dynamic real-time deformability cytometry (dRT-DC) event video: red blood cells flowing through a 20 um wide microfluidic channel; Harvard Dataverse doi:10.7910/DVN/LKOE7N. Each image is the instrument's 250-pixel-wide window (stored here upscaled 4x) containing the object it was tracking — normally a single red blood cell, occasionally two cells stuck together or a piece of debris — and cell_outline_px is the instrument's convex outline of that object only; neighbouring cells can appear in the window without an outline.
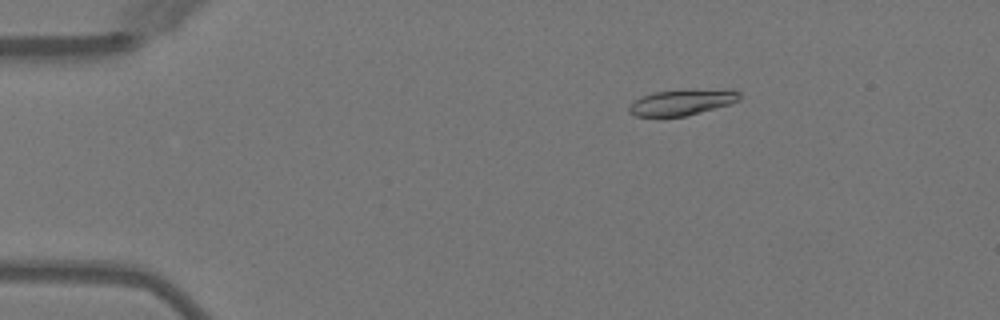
{"species": "Egyptian fruit bat (a non-hibernating species)", "species_latin": "Rousettus aegyptiacus", "temperature_condition": "warm", "stored_images_in_passage": 51, "camera_frame_rate_fps": 3000, "um_per_image_px": 0.085, "animal": {"sex": "female"}, "frame": {"image": 1, "passage_image": 9, "time_ms": 2.667, "image_size_px": [1000, 320], "cell_outline_px": [[740, 100], [732, 104], [684, 116], [636, 116], [628, 112], [628, 108], [640, 96], [656, 92], [688, 88], [732, 88], [740, 92]], "centroid_in_image_um": [58.07, 8.65], "position_along_channel_um": 26.9, "area_um2": 17.17}}
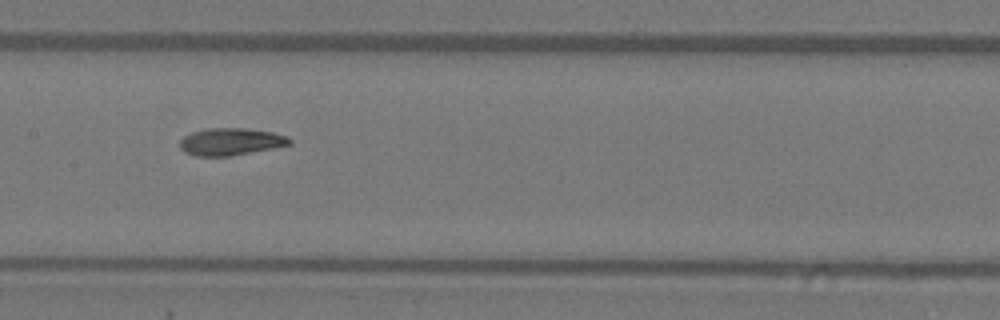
{"frame": {"image": 2, "passage_image": 26, "time_ms": 8.333, "image_size_px": [1000, 320], "cell_outline_px": [[292, 144], [272, 148], [228, 156], [196, 156], [184, 152], [180, 148], [180, 140], [184, 136], [192, 132], [208, 128], [244, 128], [272, 132], [288, 136], [292, 140]], "centroid_in_image_um": [19.6, 12.04], "position_along_channel_um": 187.8, "area_um2": 17.34}}
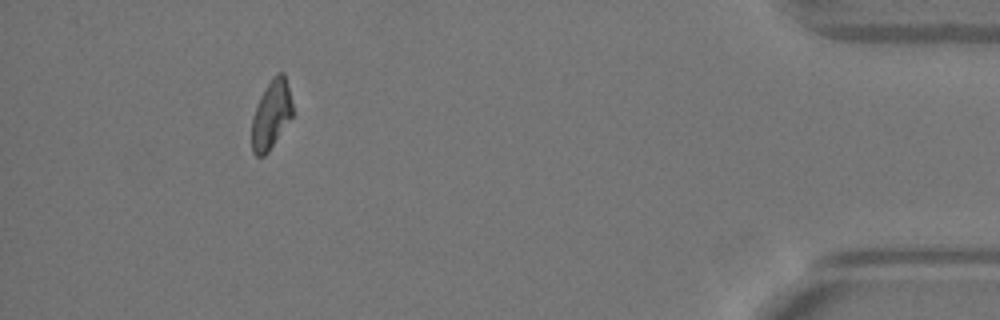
{"frame": {"image": 3, "passage_image": 47, "time_ms": 15.333, "image_size_px": [1000, 320], "cell_outline_px": [[292, 116], [268, 152], [264, 156], [256, 156], [252, 152], [252, 116], [260, 96], [272, 76], [276, 72], [284, 72], [292, 104]], "centroid_in_image_um": [23.03, 9.73], "position_along_channel_um": 412.2, "area_um2": 16.18}, "authors_computed_cell_mechanics": {"area_um2": 17.2822, "velocity_mm_per_s": 4.0353, "shape_relaxation_time_tau1_ms": 5.5277, "shape_relaxation_time_tau2_ms": 4.5184, "deformation_change_tau1": 0.1869, "deformation_change_tau2": 0.0898}}